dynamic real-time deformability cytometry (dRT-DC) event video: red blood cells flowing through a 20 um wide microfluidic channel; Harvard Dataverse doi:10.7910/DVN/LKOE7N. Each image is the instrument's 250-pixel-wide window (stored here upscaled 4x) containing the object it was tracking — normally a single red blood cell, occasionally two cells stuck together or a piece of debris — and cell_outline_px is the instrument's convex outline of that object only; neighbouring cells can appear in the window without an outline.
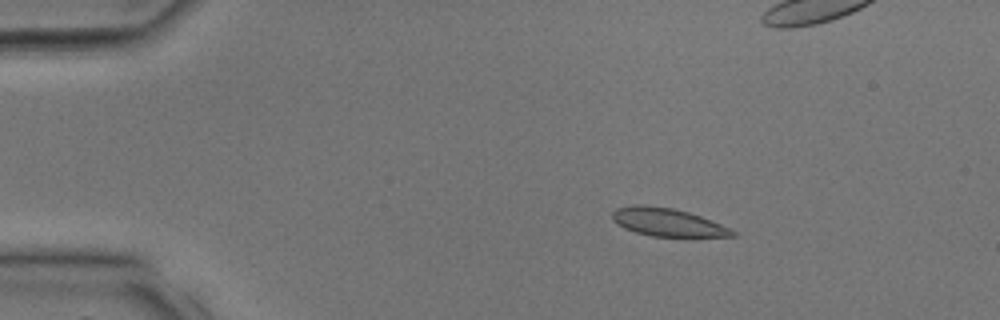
{"species": "common noctule bat (a hibernating species)", "species_latin": "Nyctalus noctula", "temperature_condition": "room temperature", "stored_images_in_passage": 29, "camera_frame_rate_fps": 3000, "um_per_image_px": 0.085, "animal": {"sex": "male", "body_mass_g": 17.9, "forearm_length_mm": 54.2}, "frame": {"image": 1, "passage_image": 1, "time_ms": 0.0, "image_size_px": [1000, 320], "cell_outline_px": [[736, 236], [652, 236], [636, 232], [624, 228], [612, 220], [612, 212], [616, 208], [636, 204], [644, 204], [672, 208], [688, 212], [700, 216], [720, 224], [736, 232]], "centroid_in_image_um": [56.68, 18.87], "position_along_channel_um": 28.3, "area_um2": 19.36}}
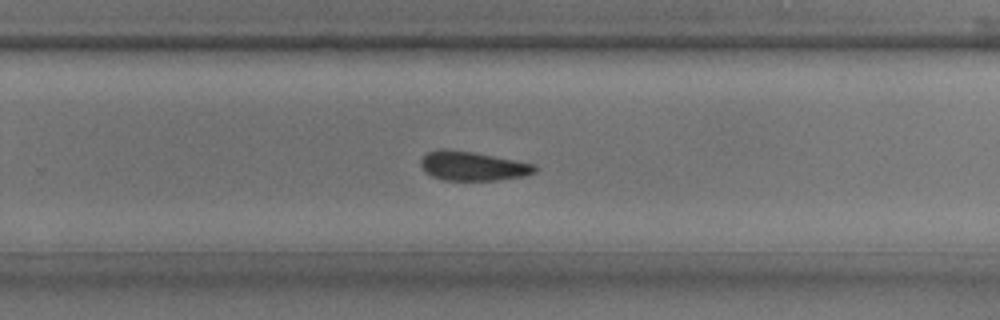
{"frame": {"image": 2, "passage_image": 17, "time_ms": 5.333, "image_size_px": [1000, 320], "cell_outline_px": [[536, 172], [524, 176], [496, 180], [444, 180], [432, 176], [424, 172], [420, 164], [420, 160], [428, 152], [440, 148], [444, 148], [472, 152], [536, 164]], "centroid_in_image_um": [40.15, 14.11], "position_along_channel_um": 289.6, "area_um2": 19.36}}
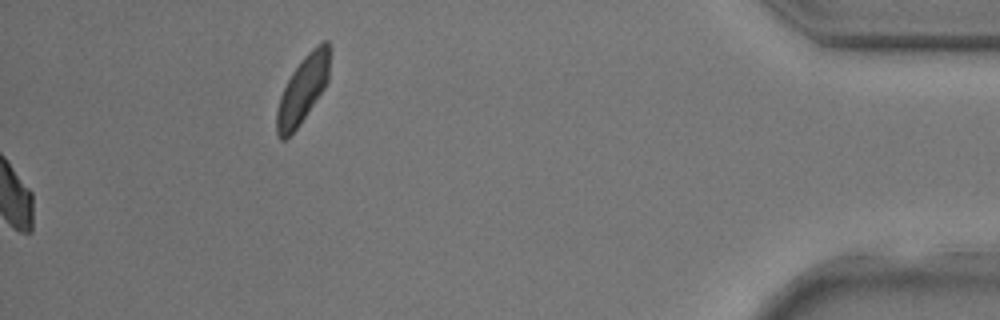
{"frame": {"image": 3, "passage_image": 29, "time_ms": 9.333, "image_size_px": [1000, 320], "cell_outline_px": [[328, 80], [324, 88], [296, 128], [284, 140], [280, 140], [276, 132], [276, 112], [280, 96], [292, 72], [300, 60], [316, 44], [324, 40], [328, 40]], "centroid_in_image_um": [25.7, 7.59], "position_along_channel_um": 409.5, "area_um2": 20.17}}